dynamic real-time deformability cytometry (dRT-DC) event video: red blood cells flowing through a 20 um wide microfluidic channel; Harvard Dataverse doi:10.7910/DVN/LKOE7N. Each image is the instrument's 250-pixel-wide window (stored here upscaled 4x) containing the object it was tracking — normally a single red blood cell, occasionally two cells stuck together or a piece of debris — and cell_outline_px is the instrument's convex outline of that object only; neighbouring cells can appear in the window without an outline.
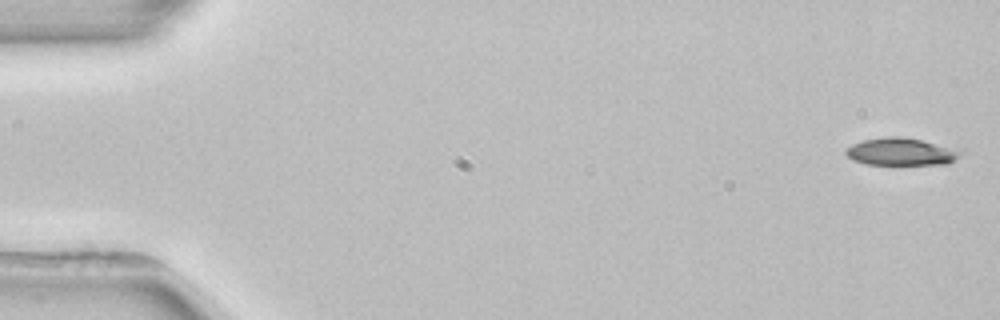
{"species": "common noctule bat (a hibernating species)", "species_latin": "Nyctalus noctula", "temperature_condition": "room temperature", "stored_images_in_passage": 3, "camera_frame_rate_fps": 3000, "um_per_image_px": 0.085, "animal": {"sex": "female", "body_mass_g": 22.7, "forearm_length_mm": 54.2}, "frame": {"image": 1, "passage_image": 1, "time_ms": 0.0, "image_size_px": [1000, 320], "cell_outline_px": [[960, 152], [948, 164], [864, 164], [852, 160], [844, 152], [844, 148], [852, 144], [864, 140], [888, 136], [900, 136], [920, 140]], "centroid_in_image_um": [76.41, 12.9], "position_along_channel_um": 8.6, "area_um2": 17.69}}